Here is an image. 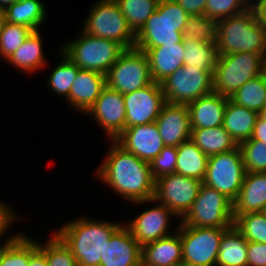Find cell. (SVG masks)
<instances>
[{"instance_id":"1","label":"cell","mask_w":266,"mask_h":266,"mask_svg":"<svg viewBox=\"0 0 266 266\" xmlns=\"http://www.w3.org/2000/svg\"><path fill=\"white\" fill-rule=\"evenodd\" d=\"M95 176L126 202L147 201L154 198L155 179L150 164L125 150L115 140Z\"/></svg>"},{"instance_id":"2","label":"cell","mask_w":266,"mask_h":266,"mask_svg":"<svg viewBox=\"0 0 266 266\" xmlns=\"http://www.w3.org/2000/svg\"><path fill=\"white\" fill-rule=\"evenodd\" d=\"M122 224L82 216L53 232L71 250L78 266H100L106 241Z\"/></svg>"},{"instance_id":"3","label":"cell","mask_w":266,"mask_h":266,"mask_svg":"<svg viewBox=\"0 0 266 266\" xmlns=\"http://www.w3.org/2000/svg\"><path fill=\"white\" fill-rule=\"evenodd\" d=\"M217 56L251 52L266 54V27L257 19L252 6L217 21Z\"/></svg>"},{"instance_id":"4","label":"cell","mask_w":266,"mask_h":266,"mask_svg":"<svg viewBox=\"0 0 266 266\" xmlns=\"http://www.w3.org/2000/svg\"><path fill=\"white\" fill-rule=\"evenodd\" d=\"M190 15L175 0H159L156 11L136 34L135 48L177 44Z\"/></svg>"},{"instance_id":"5","label":"cell","mask_w":266,"mask_h":266,"mask_svg":"<svg viewBox=\"0 0 266 266\" xmlns=\"http://www.w3.org/2000/svg\"><path fill=\"white\" fill-rule=\"evenodd\" d=\"M68 41L59 47L62 53L73 61L79 69L95 71L103 75H106L115 61L126 50L116 41L94 37L82 30L77 38Z\"/></svg>"},{"instance_id":"6","label":"cell","mask_w":266,"mask_h":266,"mask_svg":"<svg viewBox=\"0 0 266 266\" xmlns=\"http://www.w3.org/2000/svg\"><path fill=\"white\" fill-rule=\"evenodd\" d=\"M265 56L251 52L217 56L213 92L230 98L248 80L264 73Z\"/></svg>"},{"instance_id":"7","label":"cell","mask_w":266,"mask_h":266,"mask_svg":"<svg viewBox=\"0 0 266 266\" xmlns=\"http://www.w3.org/2000/svg\"><path fill=\"white\" fill-rule=\"evenodd\" d=\"M85 17L82 31L98 38L110 39L125 49L135 48L136 34L127 24V20L115 0L94 2Z\"/></svg>"},{"instance_id":"8","label":"cell","mask_w":266,"mask_h":266,"mask_svg":"<svg viewBox=\"0 0 266 266\" xmlns=\"http://www.w3.org/2000/svg\"><path fill=\"white\" fill-rule=\"evenodd\" d=\"M180 222L194 227L230 228L234 225L233 202L203 183L190 210Z\"/></svg>"},{"instance_id":"9","label":"cell","mask_w":266,"mask_h":266,"mask_svg":"<svg viewBox=\"0 0 266 266\" xmlns=\"http://www.w3.org/2000/svg\"><path fill=\"white\" fill-rule=\"evenodd\" d=\"M245 175L241 151L237 146L232 150L208 157L203 183L233 202L239 194Z\"/></svg>"},{"instance_id":"10","label":"cell","mask_w":266,"mask_h":266,"mask_svg":"<svg viewBox=\"0 0 266 266\" xmlns=\"http://www.w3.org/2000/svg\"><path fill=\"white\" fill-rule=\"evenodd\" d=\"M214 70L183 65L161 82L164 98L171 104H188L213 92Z\"/></svg>"},{"instance_id":"11","label":"cell","mask_w":266,"mask_h":266,"mask_svg":"<svg viewBox=\"0 0 266 266\" xmlns=\"http://www.w3.org/2000/svg\"><path fill=\"white\" fill-rule=\"evenodd\" d=\"M152 82L147 54L136 48L126 49L106 73V86L123 95Z\"/></svg>"},{"instance_id":"12","label":"cell","mask_w":266,"mask_h":266,"mask_svg":"<svg viewBox=\"0 0 266 266\" xmlns=\"http://www.w3.org/2000/svg\"><path fill=\"white\" fill-rule=\"evenodd\" d=\"M228 228H205L180 222L183 266H216L220 240Z\"/></svg>"},{"instance_id":"13","label":"cell","mask_w":266,"mask_h":266,"mask_svg":"<svg viewBox=\"0 0 266 266\" xmlns=\"http://www.w3.org/2000/svg\"><path fill=\"white\" fill-rule=\"evenodd\" d=\"M202 184L203 181L177 173L165 175L155 180L153 199L164 204L180 221L190 210Z\"/></svg>"},{"instance_id":"14","label":"cell","mask_w":266,"mask_h":266,"mask_svg":"<svg viewBox=\"0 0 266 266\" xmlns=\"http://www.w3.org/2000/svg\"><path fill=\"white\" fill-rule=\"evenodd\" d=\"M146 203H154L155 205L148 209L146 208L145 211L143 210L133 219L131 218V220H127V222L129 221L128 223H124L141 247L173 234L170 231L172 219H179L164 204H160L154 199L137 201L133 204L139 206Z\"/></svg>"},{"instance_id":"15","label":"cell","mask_w":266,"mask_h":266,"mask_svg":"<svg viewBox=\"0 0 266 266\" xmlns=\"http://www.w3.org/2000/svg\"><path fill=\"white\" fill-rule=\"evenodd\" d=\"M123 96L126 109L125 128L156 122L166 103L161 83L154 81Z\"/></svg>"},{"instance_id":"16","label":"cell","mask_w":266,"mask_h":266,"mask_svg":"<svg viewBox=\"0 0 266 266\" xmlns=\"http://www.w3.org/2000/svg\"><path fill=\"white\" fill-rule=\"evenodd\" d=\"M86 114L102 128L108 140H115L125 129L123 94L106 86Z\"/></svg>"},{"instance_id":"17","label":"cell","mask_w":266,"mask_h":266,"mask_svg":"<svg viewBox=\"0 0 266 266\" xmlns=\"http://www.w3.org/2000/svg\"><path fill=\"white\" fill-rule=\"evenodd\" d=\"M115 141L125 150L149 163L165 147L155 122L125 128Z\"/></svg>"},{"instance_id":"18","label":"cell","mask_w":266,"mask_h":266,"mask_svg":"<svg viewBox=\"0 0 266 266\" xmlns=\"http://www.w3.org/2000/svg\"><path fill=\"white\" fill-rule=\"evenodd\" d=\"M155 123L165 146L178 147L191 139L192 129L187 104L166 102Z\"/></svg>"},{"instance_id":"19","label":"cell","mask_w":266,"mask_h":266,"mask_svg":"<svg viewBox=\"0 0 266 266\" xmlns=\"http://www.w3.org/2000/svg\"><path fill=\"white\" fill-rule=\"evenodd\" d=\"M100 266H141V246L124 222L106 241Z\"/></svg>"},{"instance_id":"20","label":"cell","mask_w":266,"mask_h":266,"mask_svg":"<svg viewBox=\"0 0 266 266\" xmlns=\"http://www.w3.org/2000/svg\"><path fill=\"white\" fill-rule=\"evenodd\" d=\"M172 232L141 247V266H183L180 222Z\"/></svg>"},{"instance_id":"21","label":"cell","mask_w":266,"mask_h":266,"mask_svg":"<svg viewBox=\"0 0 266 266\" xmlns=\"http://www.w3.org/2000/svg\"><path fill=\"white\" fill-rule=\"evenodd\" d=\"M106 87V75L79 69L69 92V104L75 111L85 114Z\"/></svg>"},{"instance_id":"22","label":"cell","mask_w":266,"mask_h":266,"mask_svg":"<svg viewBox=\"0 0 266 266\" xmlns=\"http://www.w3.org/2000/svg\"><path fill=\"white\" fill-rule=\"evenodd\" d=\"M266 206V172H246L237 198L233 201L234 221L243 214L262 212Z\"/></svg>"},{"instance_id":"23","label":"cell","mask_w":266,"mask_h":266,"mask_svg":"<svg viewBox=\"0 0 266 266\" xmlns=\"http://www.w3.org/2000/svg\"><path fill=\"white\" fill-rule=\"evenodd\" d=\"M147 54L152 80L157 83L164 81L177 69L183 67L184 42L166 44L154 48H136Z\"/></svg>"},{"instance_id":"24","label":"cell","mask_w":266,"mask_h":266,"mask_svg":"<svg viewBox=\"0 0 266 266\" xmlns=\"http://www.w3.org/2000/svg\"><path fill=\"white\" fill-rule=\"evenodd\" d=\"M227 97L212 92L187 104L191 129L223 126Z\"/></svg>"},{"instance_id":"25","label":"cell","mask_w":266,"mask_h":266,"mask_svg":"<svg viewBox=\"0 0 266 266\" xmlns=\"http://www.w3.org/2000/svg\"><path fill=\"white\" fill-rule=\"evenodd\" d=\"M41 35L40 30L33 31L25 42L6 60L8 64L28 75L44 69L48 65V58H45L47 56L43 50L44 42Z\"/></svg>"},{"instance_id":"26","label":"cell","mask_w":266,"mask_h":266,"mask_svg":"<svg viewBox=\"0 0 266 266\" xmlns=\"http://www.w3.org/2000/svg\"><path fill=\"white\" fill-rule=\"evenodd\" d=\"M258 113L239 106L227 97L223 127L239 145L251 138Z\"/></svg>"},{"instance_id":"27","label":"cell","mask_w":266,"mask_h":266,"mask_svg":"<svg viewBox=\"0 0 266 266\" xmlns=\"http://www.w3.org/2000/svg\"><path fill=\"white\" fill-rule=\"evenodd\" d=\"M5 22L24 25L39 31L47 20V7L42 0H21L4 10Z\"/></svg>"},{"instance_id":"28","label":"cell","mask_w":266,"mask_h":266,"mask_svg":"<svg viewBox=\"0 0 266 266\" xmlns=\"http://www.w3.org/2000/svg\"><path fill=\"white\" fill-rule=\"evenodd\" d=\"M248 241L233 225L222 235L216 266H247Z\"/></svg>"},{"instance_id":"29","label":"cell","mask_w":266,"mask_h":266,"mask_svg":"<svg viewBox=\"0 0 266 266\" xmlns=\"http://www.w3.org/2000/svg\"><path fill=\"white\" fill-rule=\"evenodd\" d=\"M176 150L175 173L203 181L206 175L208 156L191 139L181 143Z\"/></svg>"},{"instance_id":"30","label":"cell","mask_w":266,"mask_h":266,"mask_svg":"<svg viewBox=\"0 0 266 266\" xmlns=\"http://www.w3.org/2000/svg\"><path fill=\"white\" fill-rule=\"evenodd\" d=\"M191 140L208 157L232 150L238 146L223 126L192 129Z\"/></svg>"},{"instance_id":"31","label":"cell","mask_w":266,"mask_h":266,"mask_svg":"<svg viewBox=\"0 0 266 266\" xmlns=\"http://www.w3.org/2000/svg\"><path fill=\"white\" fill-rule=\"evenodd\" d=\"M61 60L51 69L47 78V87L59 97H64L69 105L70 87L79 71L77 65L59 50Z\"/></svg>"},{"instance_id":"32","label":"cell","mask_w":266,"mask_h":266,"mask_svg":"<svg viewBox=\"0 0 266 266\" xmlns=\"http://www.w3.org/2000/svg\"><path fill=\"white\" fill-rule=\"evenodd\" d=\"M229 99L259 113L266 105V73L248 80Z\"/></svg>"},{"instance_id":"33","label":"cell","mask_w":266,"mask_h":266,"mask_svg":"<svg viewBox=\"0 0 266 266\" xmlns=\"http://www.w3.org/2000/svg\"><path fill=\"white\" fill-rule=\"evenodd\" d=\"M131 30L137 34L156 11L159 0H115Z\"/></svg>"},{"instance_id":"34","label":"cell","mask_w":266,"mask_h":266,"mask_svg":"<svg viewBox=\"0 0 266 266\" xmlns=\"http://www.w3.org/2000/svg\"><path fill=\"white\" fill-rule=\"evenodd\" d=\"M183 42L185 52L183 65L214 70L217 59L216 45L190 39H183Z\"/></svg>"},{"instance_id":"35","label":"cell","mask_w":266,"mask_h":266,"mask_svg":"<svg viewBox=\"0 0 266 266\" xmlns=\"http://www.w3.org/2000/svg\"><path fill=\"white\" fill-rule=\"evenodd\" d=\"M217 20L205 14L190 16L183 30V39L217 44Z\"/></svg>"},{"instance_id":"36","label":"cell","mask_w":266,"mask_h":266,"mask_svg":"<svg viewBox=\"0 0 266 266\" xmlns=\"http://www.w3.org/2000/svg\"><path fill=\"white\" fill-rule=\"evenodd\" d=\"M30 236L19 234L13 241L0 244V266H29Z\"/></svg>"},{"instance_id":"37","label":"cell","mask_w":266,"mask_h":266,"mask_svg":"<svg viewBox=\"0 0 266 266\" xmlns=\"http://www.w3.org/2000/svg\"><path fill=\"white\" fill-rule=\"evenodd\" d=\"M45 243L38 240V248L44 253L48 266H78L71 250L54 233Z\"/></svg>"},{"instance_id":"38","label":"cell","mask_w":266,"mask_h":266,"mask_svg":"<svg viewBox=\"0 0 266 266\" xmlns=\"http://www.w3.org/2000/svg\"><path fill=\"white\" fill-rule=\"evenodd\" d=\"M33 31L24 25L5 22L0 31V58L6 62Z\"/></svg>"},{"instance_id":"39","label":"cell","mask_w":266,"mask_h":266,"mask_svg":"<svg viewBox=\"0 0 266 266\" xmlns=\"http://www.w3.org/2000/svg\"><path fill=\"white\" fill-rule=\"evenodd\" d=\"M234 226L250 242L266 243V216L262 212L240 215Z\"/></svg>"},{"instance_id":"40","label":"cell","mask_w":266,"mask_h":266,"mask_svg":"<svg viewBox=\"0 0 266 266\" xmlns=\"http://www.w3.org/2000/svg\"><path fill=\"white\" fill-rule=\"evenodd\" d=\"M238 146L246 172H266V142L250 138Z\"/></svg>"},{"instance_id":"41","label":"cell","mask_w":266,"mask_h":266,"mask_svg":"<svg viewBox=\"0 0 266 266\" xmlns=\"http://www.w3.org/2000/svg\"><path fill=\"white\" fill-rule=\"evenodd\" d=\"M250 6L249 0H207L205 15L218 21L241 13Z\"/></svg>"},{"instance_id":"42","label":"cell","mask_w":266,"mask_h":266,"mask_svg":"<svg viewBox=\"0 0 266 266\" xmlns=\"http://www.w3.org/2000/svg\"><path fill=\"white\" fill-rule=\"evenodd\" d=\"M176 163V147L165 146L160 154L149 163L152 177L156 180L159 177L175 173Z\"/></svg>"},{"instance_id":"43","label":"cell","mask_w":266,"mask_h":266,"mask_svg":"<svg viewBox=\"0 0 266 266\" xmlns=\"http://www.w3.org/2000/svg\"><path fill=\"white\" fill-rule=\"evenodd\" d=\"M15 208L8 204L7 202H2L0 200V241L5 235L8 233L10 227L14 225L15 221L19 220L18 212H15ZM18 217V218H17ZM21 232H16V234H10L9 238L3 240L4 242H0L1 245L9 243L13 241Z\"/></svg>"},{"instance_id":"44","label":"cell","mask_w":266,"mask_h":266,"mask_svg":"<svg viewBox=\"0 0 266 266\" xmlns=\"http://www.w3.org/2000/svg\"><path fill=\"white\" fill-rule=\"evenodd\" d=\"M247 266H266V243L248 241Z\"/></svg>"},{"instance_id":"45","label":"cell","mask_w":266,"mask_h":266,"mask_svg":"<svg viewBox=\"0 0 266 266\" xmlns=\"http://www.w3.org/2000/svg\"><path fill=\"white\" fill-rule=\"evenodd\" d=\"M190 16L205 14L207 0H175Z\"/></svg>"},{"instance_id":"46","label":"cell","mask_w":266,"mask_h":266,"mask_svg":"<svg viewBox=\"0 0 266 266\" xmlns=\"http://www.w3.org/2000/svg\"><path fill=\"white\" fill-rule=\"evenodd\" d=\"M29 266H48L44 253L38 248V241L31 237Z\"/></svg>"},{"instance_id":"47","label":"cell","mask_w":266,"mask_h":266,"mask_svg":"<svg viewBox=\"0 0 266 266\" xmlns=\"http://www.w3.org/2000/svg\"><path fill=\"white\" fill-rule=\"evenodd\" d=\"M251 138L253 140L261 141L264 144L266 142V121L261 119L259 116L255 121V126Z\"/></svg>"},{"instance_id":"48","label":"cell","mask_w":266,"mask_h":266,"mask_svg":"<svg viewBox=\"0 0 266 266\" xmlns=\"http://www.w3.org/2000/svg\"><path fill=\"white\" fill-rule=\"evenodd\" d=\"M251 6L256 12L258 21L266 27V0H253Z\"/></svg>"},{"instance_id":"49","label":"cell","mask_w":266,"mask_h":266,"mask_svg":"<svg viewBox=\"0 0 266 266\" xmlns=\"http://www.w3.org/2000/svg\"><path fill=\"white\" fill-rule=\"evenodd\" d=\"M18 1H21V0H0V8L5 10L6 8H8L9 6H11L12 4Z\"/></svg>"},{"instance_id":"50","label":"cell","mask_w":266,"mask_h":266,"mask_svg":"<svg viewBox=\"0 0 266 266\" xmlns=\"http://www.w3.org/2000/svg\"><path fill=\"white\" fill-rule=\"evenodd\" d=\"M4 23H5V13L4 10L0 8V31L2 30Z\"/></svg>"},{"instance_id":"51","label":"cell","mask_w":266,"mask_h":266,"mask_svg":"<svg viewBox=\"0 0 266 266\" xmlns=\"http://www.w3.org/2000/svg\"><path fill=\"white\" fill-rule=\"evenodd\" d=\"M258 116L266 121V105L261 109V111L258 113Z\"/></svg>"},{"instance_id":"52","label":"cell","mask_w":266,"mask_h":266,"mask_svg":"<svg viewBox=\"0 0 266 266\" xmlns=\"http://www.w3.org/2000/svg\"><path fill=\"white\" fill-rule=\"evenodd\" d=\"M262 213L266 216V206L264 207Z\"/></svg>"},{"instance_id":"53","label":"cell","mask_w":266,"mask_h":266,"mask_svg":"<svg viewBox=\"0 0 266 266\" xmlns=\"http://www.w3.org/2000/svg\"><path fill=\"white\" fill-rule=\"evenodd\" d=\"M264 72L266 73V56H265V67H264Z\"/></svg>"}]
</instances>
